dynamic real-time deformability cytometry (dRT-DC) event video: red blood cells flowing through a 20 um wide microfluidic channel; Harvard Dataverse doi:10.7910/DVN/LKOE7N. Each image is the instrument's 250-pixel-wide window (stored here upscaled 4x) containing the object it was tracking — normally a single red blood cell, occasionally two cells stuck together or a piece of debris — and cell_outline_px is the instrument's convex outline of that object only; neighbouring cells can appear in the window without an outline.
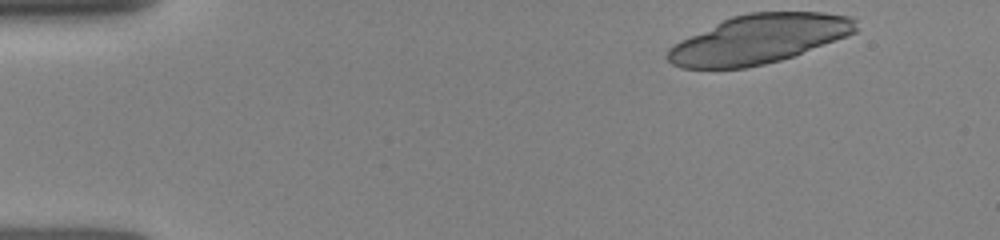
{"species": "human", "species_latin": "Homo sapiens", "temperature_condition": "room temperature", "stored_images_in_passage": 4, "camera_frame_rate_fps": 3000, "um_per_image_px": 0.085, "donor": {"sex": "female"}, "frame": {"image": 1, "passage_image": 1, "time_ms": 0.0, "image_size_px": [1000, 240], "cell_outline_px": [[860, 28], [856, 32], [848, 36], [792, 56], [780, 60], [764, 64], [744, 68], [680, 68], [672, 64], [664, 56], [668, 48], [680, 40], [732, 16], [748, 12], [824, 12], [852, 16], [856, 20]], "centroid_in_image_um": [64.53, 3.32], "position_along_channel_um": 20.5, "area_um2": 53.81}}